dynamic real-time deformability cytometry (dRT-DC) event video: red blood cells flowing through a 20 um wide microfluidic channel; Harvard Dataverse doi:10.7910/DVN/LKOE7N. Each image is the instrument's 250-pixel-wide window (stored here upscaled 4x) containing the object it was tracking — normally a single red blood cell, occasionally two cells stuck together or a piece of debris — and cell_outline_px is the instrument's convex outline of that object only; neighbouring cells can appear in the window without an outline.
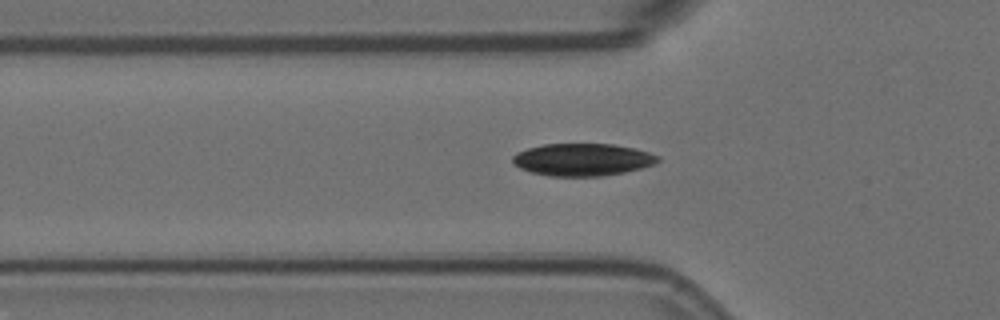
{"species": "Egyptian fruit bat (a non-hibernating species)", "species_latin": "Rousettus aegyptiacus", "temperature_condition": "room temperature", "stored_images_in_passage": 35, "camera_frame_rate_fps": 3000, "um_per_image_px": 0.085, "animal": {"sex": "female"}, "frame": {"image": 1, "passage_image": 2, "time_ms": 0.333, "image_size_px": [1000, 320], "cell_outline_px": [[660, 160], [656, 164], [624, 172], [604, 176], [548, 176], [532, 172], [520, 168], [512, 160], [512, 156], [516, 152], [528, 148], [544, 144], [612, 144], [632, 148], [648, 152], [660, 156]], "centroid_in_image_um": [49.52, 13.57], "position_along_channel_um": 76.3, "area_um2": 27.34}}
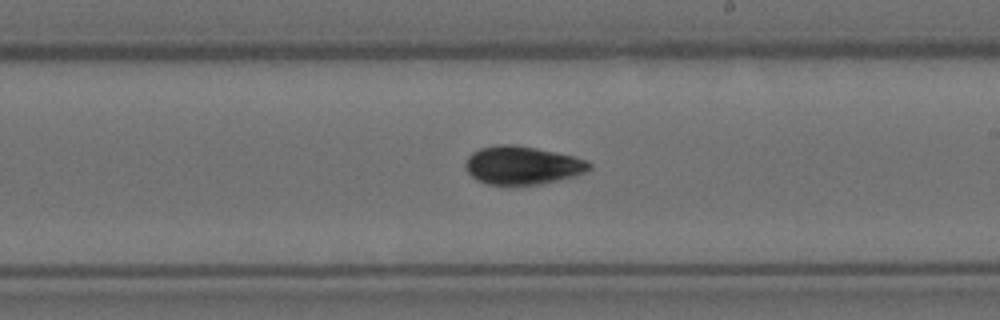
{"frame": {"image": 2, "passage_image": 16, "time_ms": 5.0, "image_size_px": [1000, 320], "cell_outline_px": [[592, 168], [584, 172], [572, 176], [540, 184], [516, 188], [488, 184], [476, 180], [468, 172], [464, 164], [468, 156], [472, 152], [480, 148], [496, 144], [512, 144], [536, 148], [576, 156], [588, 160], [592, 164]], "centroid_in_image_um": [44.38, 14.07], "position_along_channel_um": 244.6, "area_um2": 28.32}}
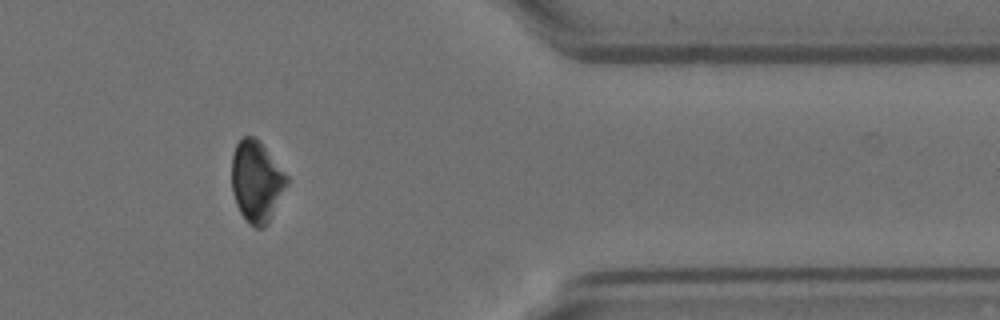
{"frame": {"image": 3, "passage_image": 30, "time_ms": 9.667, "image_size_px": [1000, 320], "cell_outline_px": [[288, 184], [268, 224], [264, 228], [256, 228], [248, 224], [244, 220], [236, 204], [232, 192], [232, 156], [236, 144], [244, 136], [256, 136], [260, 140], [288, 176]], "centroid_in_image_um": [21.81, 15.43], "position_along_channel_um": 389.6, "area_um2": 26.47}, "authors_computed_cell_mechanics": {"area_um2": 27.2816, "velocity_mm_per_s": 3.5798, "shape_relaxation_time_tau1_ms": 2.5997, "shape_relaxation_time_tau2_ms": 9.4176, "deformation_change_tau1": 0.1041, "deformation_change_tau2": 0.1041}}